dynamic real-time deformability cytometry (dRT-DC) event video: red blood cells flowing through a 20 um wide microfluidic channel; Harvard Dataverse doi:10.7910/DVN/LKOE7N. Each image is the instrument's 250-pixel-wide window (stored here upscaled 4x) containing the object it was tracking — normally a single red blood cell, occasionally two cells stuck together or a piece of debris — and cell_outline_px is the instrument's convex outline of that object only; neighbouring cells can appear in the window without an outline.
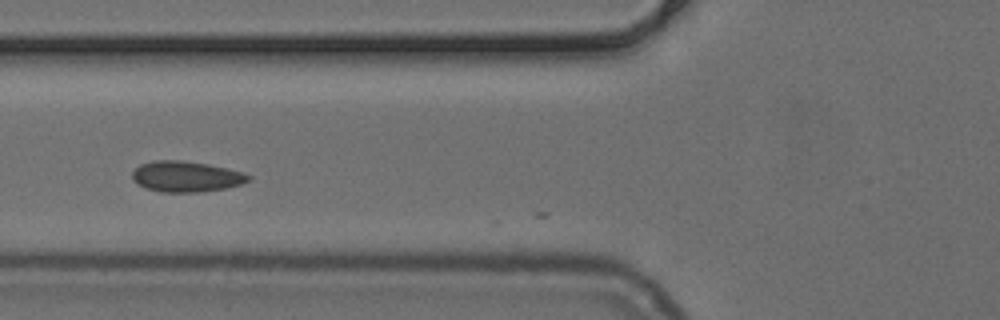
{"species": "common noctule bat (a hibernating species)", "species_latin": "Nyctalus noctula", "temperature_condition": "cold", "stored_images_in_passage": 5, "camera_frame_rate_fps": 3000, "um_per_image_px": 0.085, "animal": {"sex": "female", "body_mass_g": 24.6, "forearm_length_mm": 56.2}, "frame": {"image": 1, "passage_image": 3, "time_ms": 0.667, "image_size_px": [1000, 320], "cell_outline_px": [[252, 180], [240, 184], [224, 188], [196, 192], [160, 192], [136, 184], [132, 180], [132, 172], [140, 164], [152, 160], [180, 160], [208, 164], [244, 172], [252, 176]], "centroid_in_image_um": [15.81, 15.0], "position_along_channel_um": 110.0, "area_um2": 20.87}}